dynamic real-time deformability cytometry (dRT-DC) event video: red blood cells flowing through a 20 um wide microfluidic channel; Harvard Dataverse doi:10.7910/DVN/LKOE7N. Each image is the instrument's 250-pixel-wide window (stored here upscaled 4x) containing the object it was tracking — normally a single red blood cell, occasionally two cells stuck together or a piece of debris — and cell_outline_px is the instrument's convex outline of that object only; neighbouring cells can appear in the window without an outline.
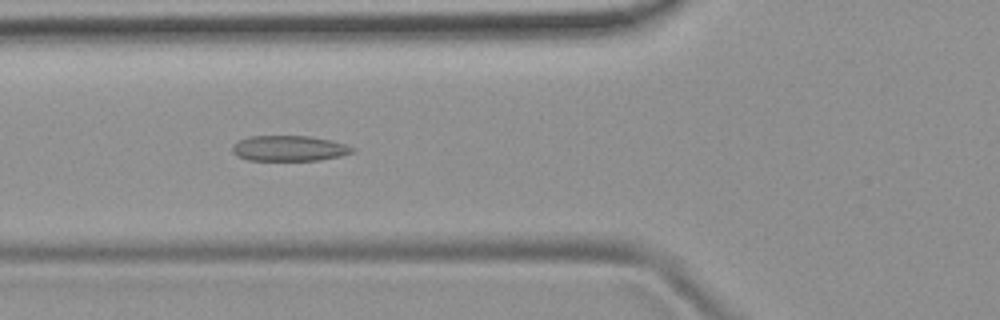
{"species": "common noctule bat (a hibernating species)", "species_latin": "Nyctalus noctula", "temperature_condition": "room temperature", "stored_images_in_passage": 49, "camera_frame_rate_fps": 3000, "um_per_image_px": 0.085, "animal": {"sex": "female", "body_mass_g": 19.9}, "frame": {"image": 1, "passage_image": 17, "time_ms": 5.333, "image_size_px": [1000, 320], "cell_outline_px": [[356, 148], [352, 152], [340, 156], [320, 160], [248, 160], [236, 156], [232, 152], [232, 148], [240, 140], [252, 136], [308, 136], [328, 140], [344, 144]], "centroid_in_image_um": [24.57, 12.62], "position_along_channel_um": 101.2, "area_um2": 17.57}}
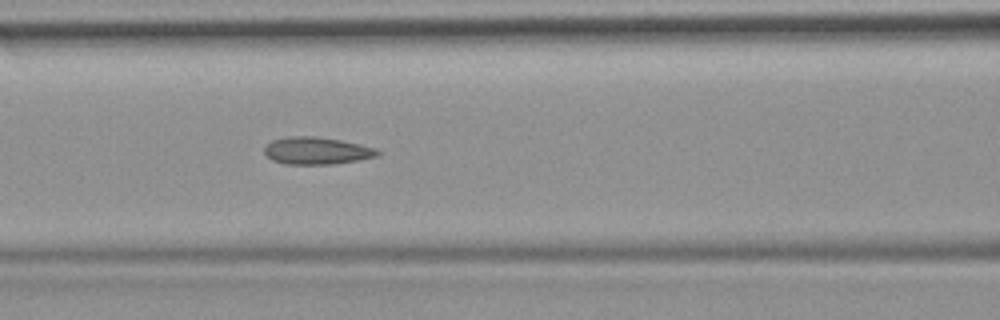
{"frame": {"image": 2, "passage_image": 20, "time_ms": 6.333, "image_size_px": [1000, 320], "cell_outline_px": [[380, 152], [376, 156], [356, 160], [332, 164], [284, 164], [272, 160], [264, 152], [264, 144], [272, 140], [288, 136], [312, 136], [340, 140], [360, 144], [376, 148]], "centroid_in_image_um": [26.86, 12.8], "position_along_channel_um": 139.7, "area_um2": 17.92}}
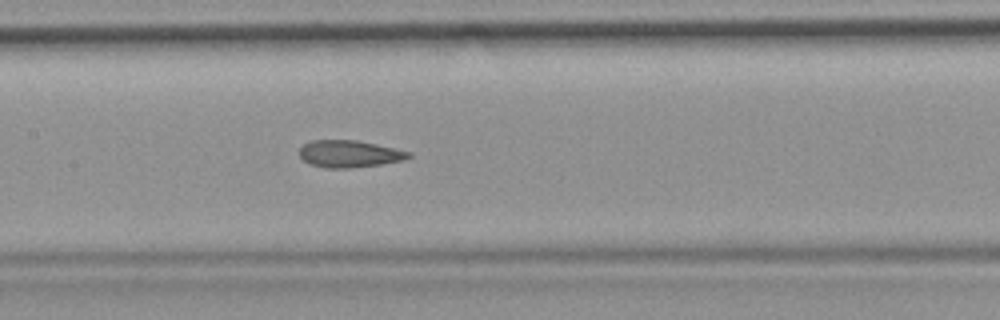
{"frame": {"image": 3, "passage_image": 23, "time_ms": 7.333, "image_size_px": [1000, 320], "cell_outline_px": [[412, 156], [404, 160], [380, 164], [352, 168], [324, 168], [312, 164], [304, 160], [300, 156], [300, 148], [304, 144], [312, 140], [356, 140], [376, 144], [412, 152]], "centroid_in_image_um": [29.72, 13.07], "position_along_channel_um": 177.7, "area_um2": 17.17}}